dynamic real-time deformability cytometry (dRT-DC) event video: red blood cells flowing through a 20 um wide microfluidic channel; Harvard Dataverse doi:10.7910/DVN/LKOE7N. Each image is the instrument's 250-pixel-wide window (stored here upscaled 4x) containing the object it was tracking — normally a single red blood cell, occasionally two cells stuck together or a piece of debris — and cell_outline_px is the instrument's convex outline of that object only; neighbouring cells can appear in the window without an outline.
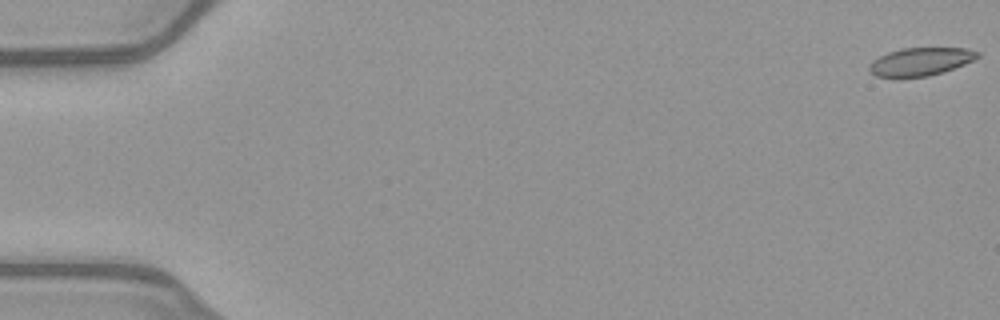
{"species": "common noctule bat (a hibernating species)", "species_latin": "Nyctalus noctula", "temperature_condition": "warm", "stored_images_in_passage": 52, "camera_frame_rate_fps": 3000, "um_per_image_px": 0.085, "animal": {"sex": "female", "body_mass_g": 21.9}, "frame": {"image": 1, "passage_image": 1, "time_ms": 0.0, "image_size_px": [1000, 320], "cell_outline_px": [[980, 56], [964, 64], [944, 72], [928, 76], [900, 80], [876, 76], [868, 72], [868, 64], [872, 60], [888, 52], [900, 48], [968, 48], [980, 52]], "centroid_in_image_um": [78.17, 5.28], "position_along_channel_um": 6.8, "area_um2": 18.38}}
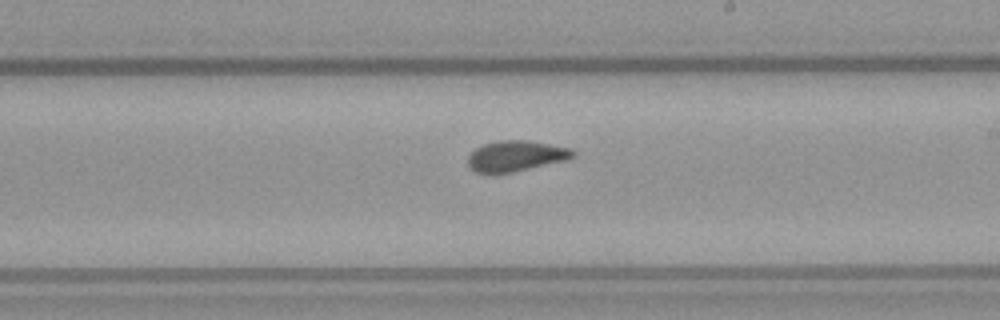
{"frame": {"image": 2, "passage_image": 31, "time_ms": 10.0, "image_size_px": [1000, 320], "cell_outline_px": [[576, 156], [568, 160], [496, 176], [488, 176], [476, 172], [468, 168], [468, 156], [476, 148], [484, 144], [500, 140], [528, 140], [572, 148], [576, 152]], "centroid_in_image_um": [43.84, 13.3], "position_along_channel_um": 245.2, "area_um2": 19.54}}
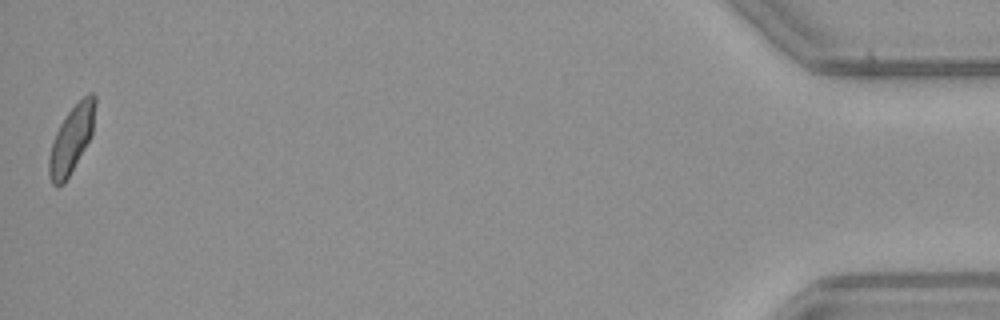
{"frame": {"image": 3, "passage_image": 52, "time_ms": 17.0, "image_size_px": [1000, 320], "cell_outline_px": [[96, 104], [92, 136], [64, 184], [56, 188], [52, 184], [48, 176], [48, 156], [52, 140], [60, 124], [68, 112], [88, 92], [92, 92], [96, 96]], "centroid_in_image_um": [6.06, 11.87], "position_along_channel_um": 429.1, "area_um2": 18.32}, "authors_computed_cell_mechanics": {"area_um2": 18.8428, "velocity_mm_per_s": 4.0213, "shape_relaxation_time_tau1_ms": null, "shape_relaxation_time_tau2_ms": 0.9169, "deformation_change_tau1": null, "deformation_change_tau2": 0.0557}}